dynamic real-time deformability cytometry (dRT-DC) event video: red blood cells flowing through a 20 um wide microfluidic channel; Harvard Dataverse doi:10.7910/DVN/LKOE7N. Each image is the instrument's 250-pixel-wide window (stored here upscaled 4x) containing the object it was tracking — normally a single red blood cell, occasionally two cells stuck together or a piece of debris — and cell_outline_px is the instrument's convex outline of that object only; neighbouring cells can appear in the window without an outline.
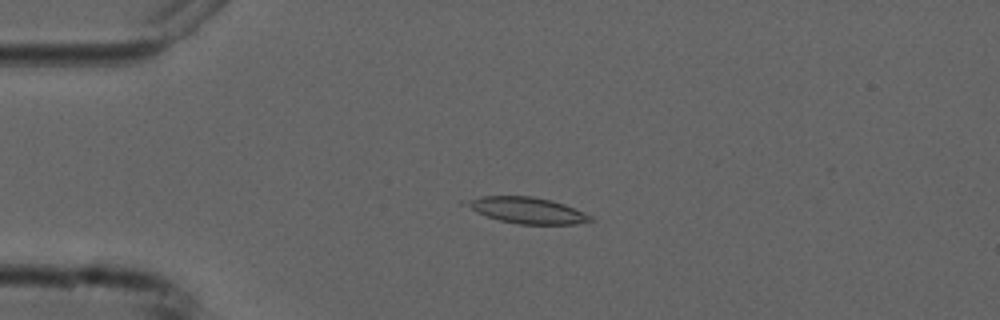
{"species": "common noctule bat (a hibernating species)", "species_latin": "Nyctalus noctula", "temperature_condition": "cold", "stored_images_in_passage": 3, "camera_frame_rate_fps": 3000, "um_per_image_px": 0.085, "animal": {"sex": "male", "forearm_length_mm": 52.5}, "frame": {"image": 1, "passage_image": 3, "time_ms": 2.333, "image_size_px": [1000, 320], "cell_outline_px": [[596, 220], [576, 224], [516, 224], [500, 220], [476, 212], [460, 204], [460, 200], [480, 196], [532, 196], [552, 200], [564, 204], [584, 212], [592, 216]], "centroid_in_image_um": [44.74, 17.86], "position_along_channel_um": 40.3, "area_um2": 19.25}}